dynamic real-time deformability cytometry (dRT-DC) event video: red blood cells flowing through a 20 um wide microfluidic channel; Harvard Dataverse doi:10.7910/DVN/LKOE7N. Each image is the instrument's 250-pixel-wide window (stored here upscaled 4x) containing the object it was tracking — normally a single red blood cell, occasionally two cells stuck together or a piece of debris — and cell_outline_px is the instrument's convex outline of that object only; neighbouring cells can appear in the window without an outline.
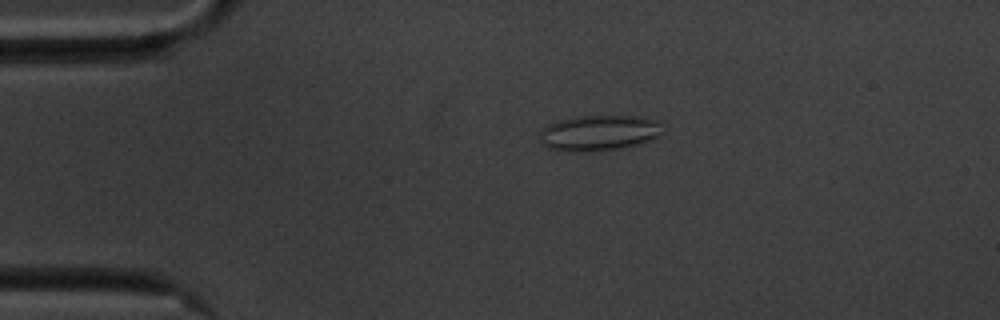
{"species": "common noctule bat (a hibernating species)", "species_latin": "Nyctalus noctula", "temperature_condition": "cold", "stored_images_in_passage": 50, "camera_frame_rate_fps": 3000, "um_per_image_px": 0.085, "animal": {"sex": "male", "body_mass_g": 20.1, "forearm_length_mm": 53.5}, "frame": {"image": 1, "passage_image": 5, "time_ms": 1.333, "image_size_px": [1000, 320], "cell_outline_px": [[660, 136], [624, 148], [584, 152], [576, 152], [548, 148], [540, 144], [540, 132], [548, 124], [560, 120], [576, 116], [636, 116], [656, 120]], "centroid_in_image_um": [50.83, 11.3], "position_along_channel_um": 34.2, "area_um2": 25.2}}
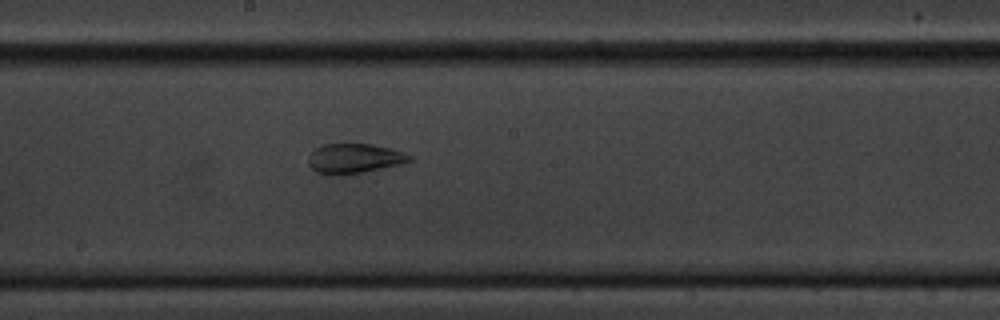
{"frame": {"image": 2, "passage_image": 24, "time_ms": 7.667, "image_size_px": [1000, 320], "cell_outline_px": [[412, 160], [400, 164], [364, 172], [332, 176], [316, 172], [308, 164], [308, 156], [316, 148], [324, 144], [372, 144], [404, 152], [412, 156]], "centroid_in_image_um": [30.09, 13.48], "position_along_channel_um": 218.1, "area_um2": 17.51}}
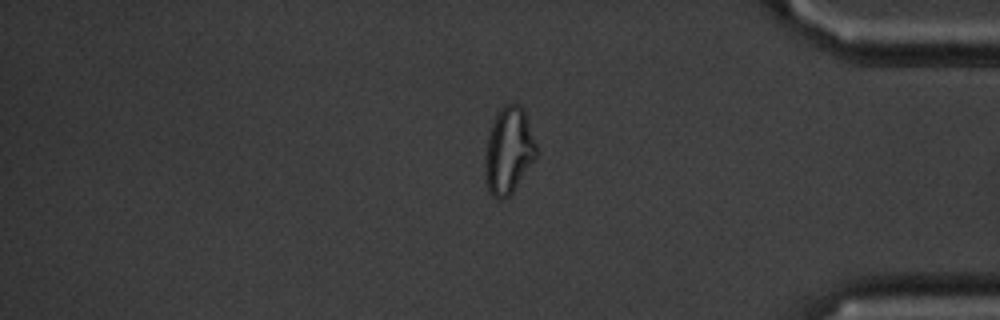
{"frame": {"image": 3, "passage_image": 41, "time_ms": 13.333, "image_size_px": [1000, 320], "cell_outline_px": [[536, 156], [512, 192], [504, 200], [496, 200], [488, 192], [484, 172], [484, 156], [488, 136], [492, 124], [496, 116], [504, 104], [516, 104], [524, 108], [536, 144]], "centroid_in_image_um": [43.2, 12.83], "position_along_channel_um": 392.0, "area_um2": 25.78}, "authors_computed_cell_mechanics": {"area_um2": 22.1663, "velocity_mm_per_s": 3.5044, "shape_relaxation_time_tau1_ms": null, "shape_relaxation_time_tau2_ms": 1.9059, "deformation_change_tau1": null, "deformation_change_tau2": 0.0734}}